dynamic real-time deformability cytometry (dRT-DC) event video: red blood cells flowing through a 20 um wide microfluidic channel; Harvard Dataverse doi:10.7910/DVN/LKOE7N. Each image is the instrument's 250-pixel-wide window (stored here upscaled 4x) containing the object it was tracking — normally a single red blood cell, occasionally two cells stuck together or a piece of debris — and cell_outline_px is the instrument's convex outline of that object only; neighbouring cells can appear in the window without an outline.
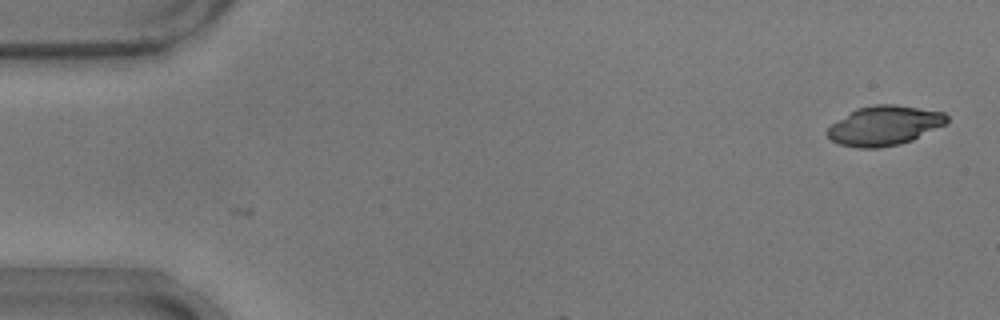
{"species": "common noctule bat (a hibernating species)", "species_latin": "Nyctalus noctula", "temperature_condition": "warm", "stored_images_in_passage": 6, "camera_frame_rate_fps": 3000, "um_per_image_px": 0.085, "animal": {"sex": "male", "body_mass_g": 17.9}, "frame": {"image": 1, "passage_image": 6, "time_ms": 1.667, "image_size_px": [1000, 320], "cell_outline_px": [[948, 120], [944, 124], [912, 140], [900, 144], [880, 148], [856, 148], [840, 144], [832, 140], [828, 136], [828, 128], [832, 124], [856, 108], [876, 104], [896, 104], [944, 112], [948, 116]], "centroid_in_image_um": [75.17, 10.67], "position_along_channel_um": 9.8, "area_um2": 27.34}}